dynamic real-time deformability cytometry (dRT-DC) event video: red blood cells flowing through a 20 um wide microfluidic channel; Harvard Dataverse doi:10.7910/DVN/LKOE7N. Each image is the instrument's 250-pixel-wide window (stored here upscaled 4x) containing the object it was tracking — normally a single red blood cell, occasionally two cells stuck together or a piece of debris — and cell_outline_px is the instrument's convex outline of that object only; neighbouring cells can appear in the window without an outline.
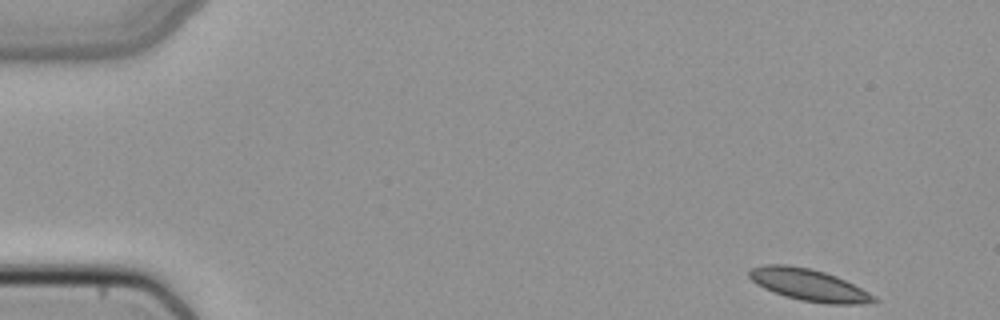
{"species": "common noctule bat (a hibernating species)", "species_latin": "Nyctalus noctula", "temperature_condition": "cold", "stored_images_in_passage": 47, "camera_frame_rate_fps": 3000, "um_per_image_px": 0.085, "animal": {"sex": "female", "body_mass_g": 22.7, "forearm_length_mm": 54.2}, "frame": {"image": 1, "passage_image": 1, "time_ms": 0.0, "image_size_px": [1000, 320], "cell_outline_px": [[880, 300], [860, 304], [828, 304], [800, 300], [784, 296], [764, 288], [756, 284], [748, 276], [748, 272], [752, 268], [764, 264], [788, 264], [812, 268], [836, 276], [876, 296]], "centroid_in_image_um": [68.73, 24.21], "position_along_channel_um": 16.3, "area_um2": 23.18}}
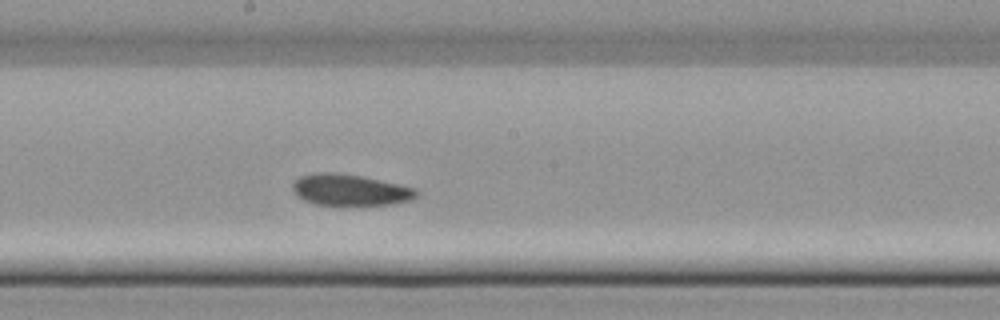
{"frame": {"image": 2, "passage_image": 25, "time_ms": 8.0, "image_size_px": [1000, 320], "cell_outline_px": [[420, 192], [416, 196], [408, 200], [388, 204], [316, 204], [304, 200], [296, 196], [292, 192], [292, 184], [300, 176], [316, 172], [340, 172], [364, 176], [416, 188]], "centroid_in_image_um": [29.71, 16.11], "position_along_channel_um": 218.5, "area_um2": 22.54}}
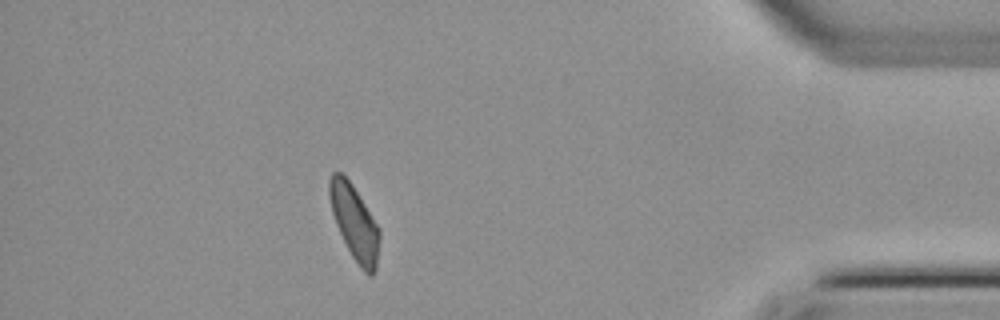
{"frame": {"image": 3, "passage_image": 42, "time_ms": 13.667, "image_size_px": [1000, 320], "cell_outline_px": [[380, 236], [376, 268], [372, 276], [368, 276], [360, 268], [352, 256], [336, 224], [332, 212], [328, 196], [328, 180], [332, 172], [340, 172], [352, 184], [380, 228]], "centroid_in_image_um": [30.13, 18.91], "position_along_channel_um": 405.1, "area_um2": 21.79}}